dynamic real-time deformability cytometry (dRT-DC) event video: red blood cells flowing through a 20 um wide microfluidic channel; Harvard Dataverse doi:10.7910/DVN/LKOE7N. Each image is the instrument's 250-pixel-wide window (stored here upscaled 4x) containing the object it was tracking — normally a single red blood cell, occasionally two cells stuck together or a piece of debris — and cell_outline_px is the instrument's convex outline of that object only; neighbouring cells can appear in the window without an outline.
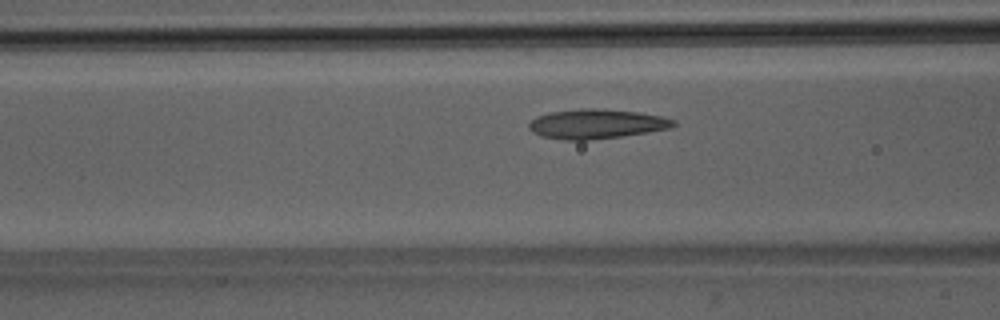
{"species": "Egyptian fruit bat (a non-hibernating species)", "species_latin": "Rousettus aegyptiacus", "temperature_condition": "room temperature", "stored_images_in_passage": 29, "camera_frame_rate_fps": 3000, "um_per_image_px": 0.085, "animal": {"sex": "male"}, "frame": {"image": 1, "passage_image": 9, "time_ms": 2.667, "image_size_px": [1000, 320], "cell_outline_px": [[676, 124], [672, 128], [648, 132], [620, 136], [588, 140], [564, 140], [540, 136], [532, 132], [528, 128], [528, 124], [536, 116], [552, 112], [584, 108], [600, 108], [640, 112], [660, 116], [676, 120]], "centroid_in_image_um": [50.7, 10.53], "position_along_channel_um": 115.9, "area_um2": 24.97}}